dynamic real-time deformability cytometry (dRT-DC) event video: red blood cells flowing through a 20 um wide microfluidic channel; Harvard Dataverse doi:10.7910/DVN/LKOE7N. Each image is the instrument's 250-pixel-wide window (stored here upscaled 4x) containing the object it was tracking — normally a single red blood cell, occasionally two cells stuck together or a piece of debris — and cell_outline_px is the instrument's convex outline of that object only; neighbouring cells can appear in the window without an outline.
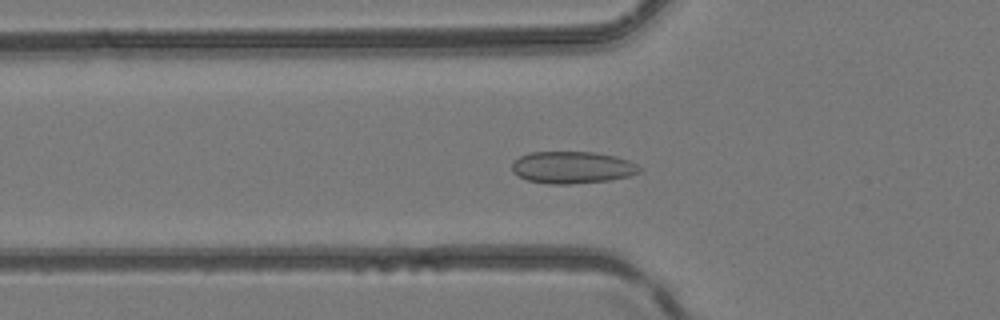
{"species": "common noctule bat (a hibernating species)", "species_latin": "Nyctalus noctula", "temperature_condition": "room temperature", "stored_images_in_passage": 48, "camera_frame_rate_fps": 3000, "um_per_image_px": 0.085, "animal": {"sex": "female", "body_mass_g": 24.6, "forearm_length_mm": 56.2}, "frame": {"image": 1, "passage_image": 17, "time_ms": 5.333, "image_size_px": [1000, 320], "cell_outline_px": [[644, 172], [628, 176], [608, 180], [568, 184], [548, 184], [528, 180], [512, 172], [512, 164], [520, 156], [532, 152], [596, 152], [616, 156], [628, 160], [644, 168]], "centroid_in_image_um": [48.7, 14.23], "position_along_channel_um": 77.1, "area_um2": 23.87}}
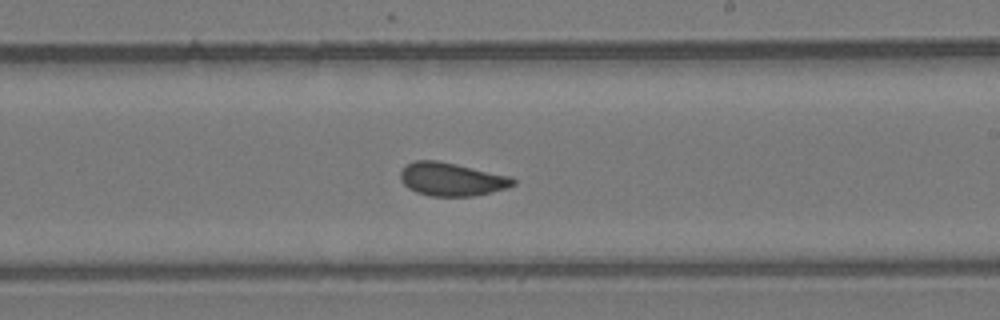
{"frame": {"image": 2, "passage_image": 29, "time_ms": 9.333, "image_size_px": [1000, 320], "cell_outline_px": [[516, 184], [508, 188], [492, 192], [472, 196], [432, 196], [416, 192], [408, 188], [400, 180], [400, 172], [404, 164], [416, 160], [436, 160], [456, 164], [512, 176], [516, 180]], "centroid_in_image_um": [38.39, 15.23], "position_along_channel_um": 250.6, "area_um2": 22.08}}
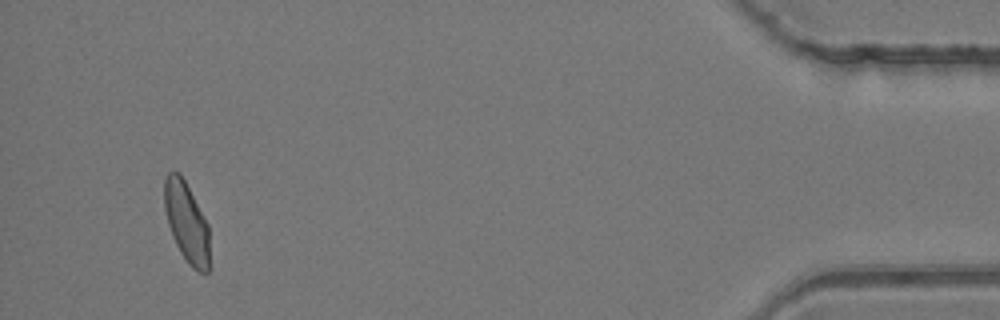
{"frame": {"image": 3, "passage_image": 46, "time_ms": 15.0, "image_size_px": [1000, 320], "cell_outline_px": [[208, 272], [196, 272], [188, 264], [180, 252], [172, 236], [168, 224], [164, 208], [164, 176], [168, 172], [180, 172], [208, 224]], "centroid_in_image_um": [15.83, 18.88], "position_along_channel_um": 419.4, "area_um2": 20.98}}